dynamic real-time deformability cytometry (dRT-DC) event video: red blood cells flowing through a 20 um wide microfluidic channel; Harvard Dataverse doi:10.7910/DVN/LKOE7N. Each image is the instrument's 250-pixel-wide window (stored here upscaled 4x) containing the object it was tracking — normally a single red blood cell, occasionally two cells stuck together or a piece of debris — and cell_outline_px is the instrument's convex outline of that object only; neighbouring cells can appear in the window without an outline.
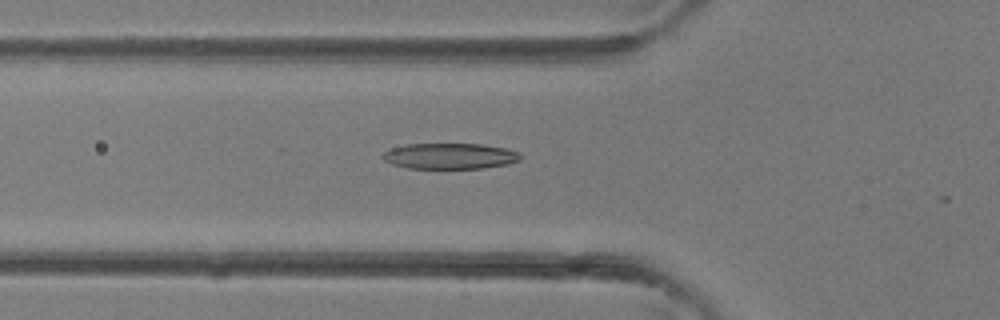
{"species": "common noctule bat (a hibernating species)", "species_latin": "Nyctalus noctula", "temperature_condition": "room temperature", "stored_images_in_passage": 15, "camera_frame_rate_fps": 3000, "um_per_image_px": 0.085, "animal": {"sex": "female"}, "frame": {"image": 1, "passage_image": 14, "time_ms": 4.333, "image_size_px": [1000, 320], "cell_outline_px": [[520, 160], [508, 164], [484, 168], [408, 168], [392, 164], [384, 160], [380, 156], [384, 152], [392, 148], [404, 144], [480, 144], [504, 148], [516, 152], [520, 156]], "centroid_in_image_um": [38.19, 13.27], "position_along_channel_um": 87.6, "area_um2": 20.58}}